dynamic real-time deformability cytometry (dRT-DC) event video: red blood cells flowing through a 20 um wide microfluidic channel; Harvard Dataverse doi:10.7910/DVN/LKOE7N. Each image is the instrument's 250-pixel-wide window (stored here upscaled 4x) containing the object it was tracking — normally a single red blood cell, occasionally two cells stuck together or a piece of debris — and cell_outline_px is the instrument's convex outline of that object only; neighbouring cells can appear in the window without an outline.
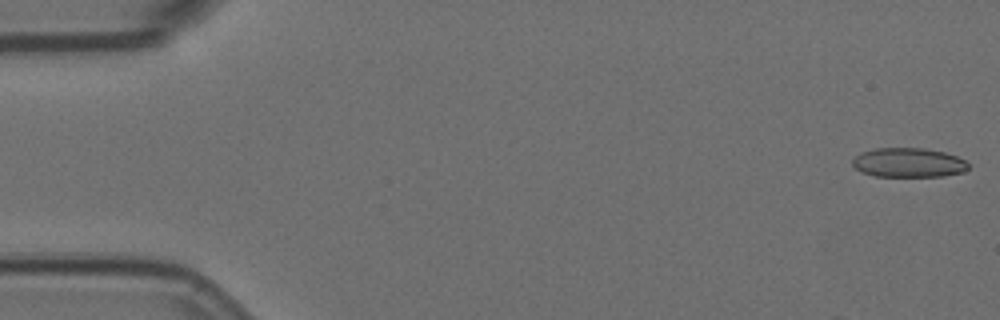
{"species": "Egyptian fruit bat (a non-hibernating species)", "species_latin": "Rousettus aegyptiacus", "temperature_condition": "room temperature", "stored_images_in_passage": 11, "camera_frame_rate_fps": 3000, "um_per_image_px": 0.085, "animal": {"sex": "female"}, "frame": {"image": 1, "passage_image": 1, "time_ms": 0.0, "image_size_px": [1000, 320], "cell_outline_px": [[968, 168], [964, 172], [944, 176], [876, 176], [860, 172], [852, 164], [852, 160], [860, 152], [876, 148], [924, 148], [944, 152], [956, 156], [964, 160], [968, 164]], "centroid_in_image_um": [77.21, 13.82], "position_along_channel_um": 7.8, "area_um2": 19.83}}